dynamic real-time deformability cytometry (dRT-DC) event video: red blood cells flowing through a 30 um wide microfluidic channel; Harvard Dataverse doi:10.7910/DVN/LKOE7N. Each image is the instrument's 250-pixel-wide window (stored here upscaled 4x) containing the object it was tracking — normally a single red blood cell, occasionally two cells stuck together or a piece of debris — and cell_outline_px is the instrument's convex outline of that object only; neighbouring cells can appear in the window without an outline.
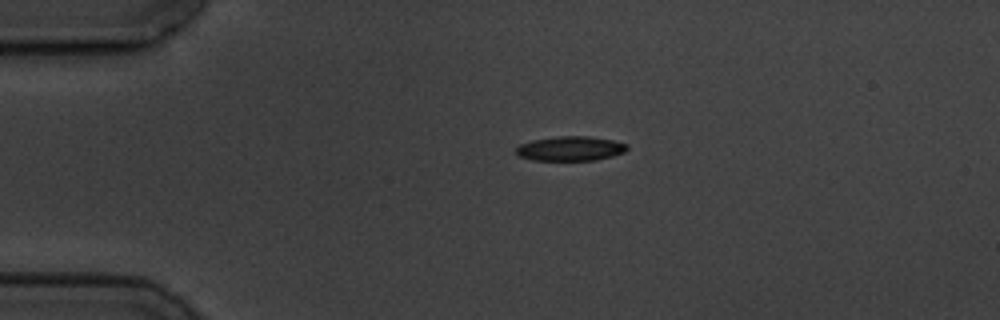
{"species": "common noctule bat (a hibernating species)", "species_latin": "Nyctalus noctula", "temperature_condition": "cold", "stored_images_in_passage": 2, "camera_frame_rate_fps": 3000, "um_per_image_px": 0.085, "animal": {"sex": "male", "body_mass_g": 19.5, "forearm_length_mm": 54.6}, "frame": {"image": 1, "passage_image": 1, "time_ms": 0.0, "image_size_px": [1000, 320], "cell_outline_px": [[628, 148], [624, 152], [612, 156], [596, 160], [532, 160], [516, 156], [516, 148], [520, 144], [532, 140], [556, 136], [588, 136], [612, 140], [628, 144]], "centroid_in_image_um": [48.46, 12.63], "position_along_channel_um": 36.5, "area_um2": 15.95}}